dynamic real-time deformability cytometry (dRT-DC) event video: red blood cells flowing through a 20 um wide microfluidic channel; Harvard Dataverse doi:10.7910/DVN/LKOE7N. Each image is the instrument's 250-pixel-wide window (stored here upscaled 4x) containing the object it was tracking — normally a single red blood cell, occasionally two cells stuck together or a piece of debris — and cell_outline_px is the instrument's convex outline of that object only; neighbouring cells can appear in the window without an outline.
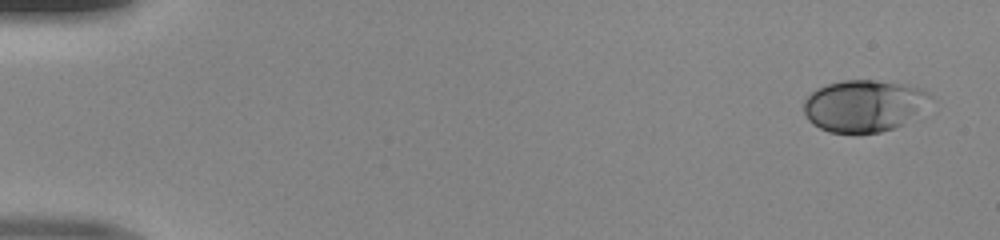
{"species": "human", "species_latin": "Homo sapiens", "temperature_condition": "room temperature", "stored_images_in_passage": 48, "camera_frame_rate_fps": 3000, "um_per_image_px": 0.085, "donor": {"sex": "male"}, "frame": {"image": 1, "passage_image": 1, "time_ms": 0.0, "image_size_px": [1000, 240], "cell_outline_px": [[932, 96], [900, 124], [892, 128], [880, 132], [828, 132], [812, 124], [808, 120], [804, 112], [804, 100], [816, 88], [828, 84], [844, 80], [876, 80], [904, 84], [920, 88]], "centroid_in_image_um": [73.31, 8.97], "position_along_channel_um": 11.7, "area_um2": 37.17}}
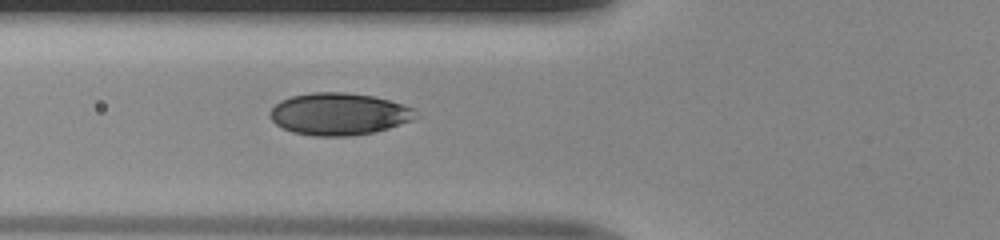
{"frame": {"image": 2, "passage_image": 18, "time_ms": 5.667, "image_size_px": [1000, 240], "cell_outline_px": [[420, 116], [412, 120], [388, 128], [372, 132], [352, 136], [312, 136], [292, 132], [276, 124], [272, 120], [268, 112], [280, 100], [292, 96], [312, 92], [344, 92], [376, 96], [404, 104], [416, 108]], "centroid_in_image_um": [28.85, 9.68], "position_along_channel_um": 97.0, "area_um2": 36.13}}
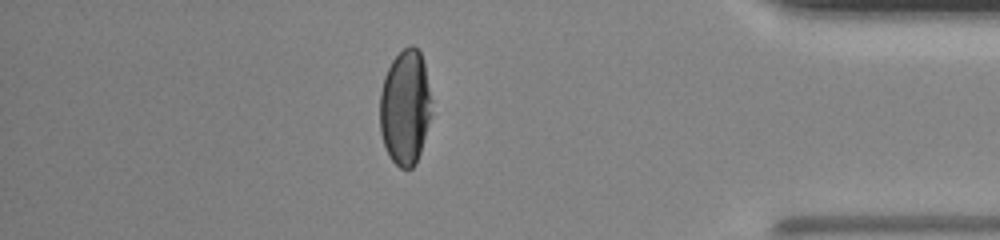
{"frame": {"image": 3, "passage_image": 42, "time_ms": 13.667, "image_size_px": [1000, 240], "cell_outline_px": [[432, 100], [428, 120], [420, 152], [416, 164], [412, 168], [400, 168], [392, 160], [384, 144], [380, 132], [380, 92], [384, 76], [392, 60], [404, 48], [412, 44], [420, 52], [424, 64]], "centroid_in_image_um": [34.42, 9.11], "position_along_channel_um": 400.8, "area_um2": 34.33}}